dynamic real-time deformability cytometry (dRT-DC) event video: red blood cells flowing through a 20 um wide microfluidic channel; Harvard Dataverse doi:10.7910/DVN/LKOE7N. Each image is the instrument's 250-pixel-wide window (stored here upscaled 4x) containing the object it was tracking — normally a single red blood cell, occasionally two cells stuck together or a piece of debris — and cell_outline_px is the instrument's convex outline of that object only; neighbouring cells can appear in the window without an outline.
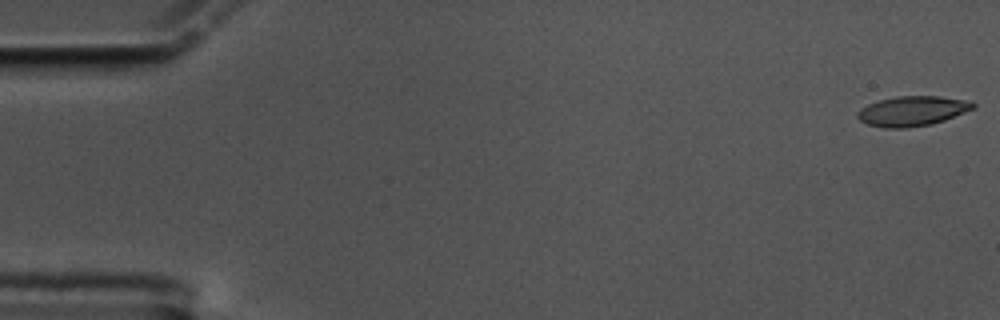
{"species": "common noctule bat (a hibernating species)", "species_latin": "Nyctalus noctula", "temperature_condition": "cold", "stored_images_in_passage": 58, "camera_frame_rate_fps": 3000, "um_per_image_px": 0.085, "animal": {"sex": "male", "body_mass_g": 17.5, "forearm_length_mm": 52.3}, "frame": {"image": 1, "passage_image": 1, "time_ms": 0.0, "image_size_px": [1000, 320], "cell_outline_px": [[976, 108], [944, 120], [932, 124], [908, 128], [884, 128], [868, 124], [860, 120], [856, 116], [856, 112], [860, 108], [868, 104], [880, 100], [896, 96], [940, 96], [972, 100], [976, 104]], "centroid_in_image_um": [77.58, 9.43], "position_along_channel_um": 7.4, "area_um2": 20.4}}
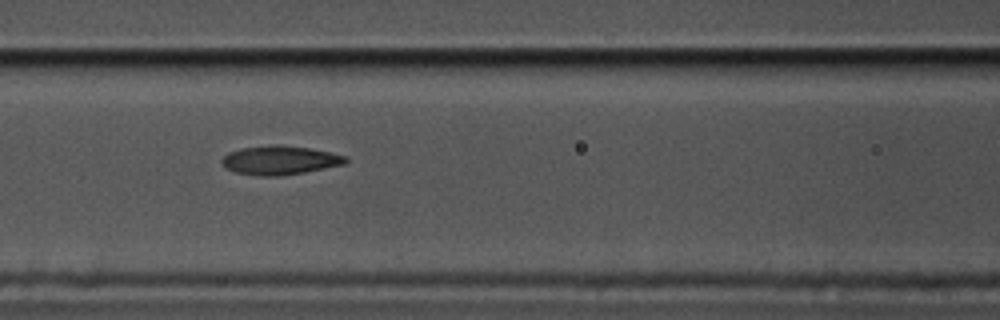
{"frame": {"image": 2, "passage_image": 25, "time_ms": 8.0, "image_size_px": [1000, 320], "cell_outline_px": [[348, 160], [344, 164], [304, 172], [280, 176], [260, 176], [236, 172], [224, 168], [220, 164], [220, 160], [228, 152], [240, 148], [276, 144], [308, 148], [348, 156]], "centroid_in_image_um": [23.73, 13.62], "position_along_channel_um": 142.9, "area_um2": 20.87}}
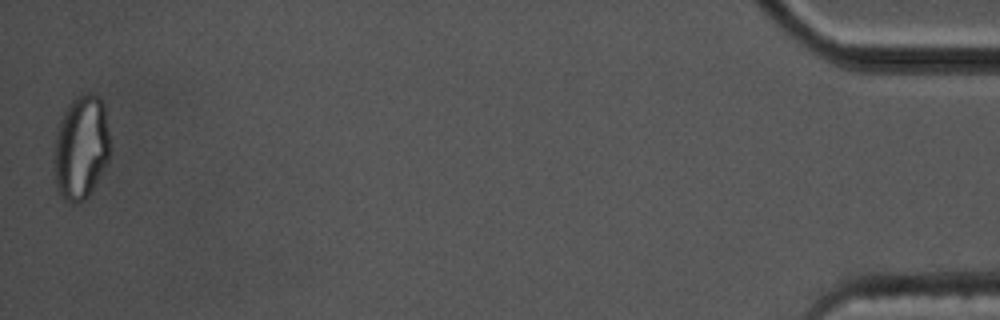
{"frame": {"image": 3, "passage_image": 58, "time_ms": 19.0, "image_size_px": [1000, 320], "cell_outline_px": [[108, 160], [88, 196], [84, 200], [72, 204], [64, 200], [60, 196], [56, 184], [56, 136], [60, 120], [68, 104], [76, 96], [88, 92], [92, 92], [100, 96], [104, 104], [108, 132]], "centroid_in_image_um": [6.9, 12.5], "position_along_channel_um": 428.3, "area_um2": 33.35}, "authors_computed_cell_mechanics": {"area_um2": 20.5768, "velocity_mm_per_s": 3.4447, "shape_relaxation_time_tau1_ms": 11.0943, "shape_relaxation_time_tau2_ms": 3.0285, "deformation_change_tau1": 0.2896, "deformation_change_tau2": 0.0949}}